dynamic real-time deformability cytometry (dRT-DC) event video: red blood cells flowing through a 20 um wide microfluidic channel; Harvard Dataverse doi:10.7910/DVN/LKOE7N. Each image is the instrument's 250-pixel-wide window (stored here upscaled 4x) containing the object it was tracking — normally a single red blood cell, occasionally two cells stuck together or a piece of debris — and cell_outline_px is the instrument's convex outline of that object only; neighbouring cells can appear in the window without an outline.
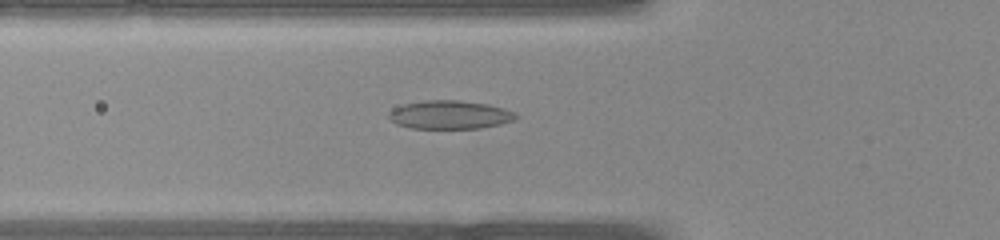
{"species": "common noctule bat (a hibernating species)", "species_latin": "Nyctalus noctula", "temperature_condition": "warm", "stored_images_in_passage": 29, "camera_frame_rate_fps": 3000, "um_per_image_px": 0.085, "animal": {"sex": "female", "body_mass_g": 22.0, "forearm_length_mm": 56.7}, "frame": {"image": 1, "passage_image": 3, "time_ms": 0.667, "image_size_px": [1000, 240], "cell_outline_px": [[516, 116], [512, 120], [500, 124], [480, 128], [412, 128], [396, 124], [388, 116], [388, 112], [392, 108], [404, 104], [424, 100], [460, 100], [488, 104], [512, 112]], "centroid_in_image_um": [38.15, 9.75], "position_along_channel_um": 87.6, "area_um2": 20.81}}
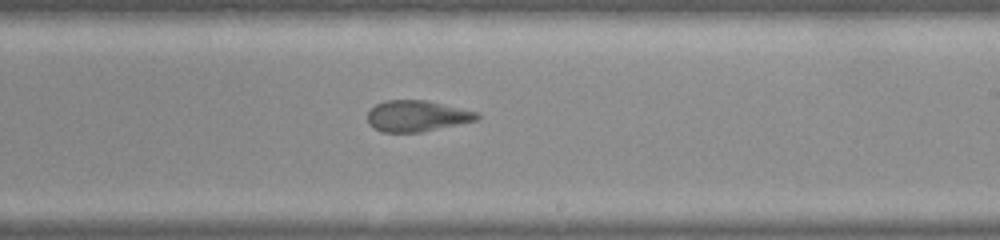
{"frame": {"image": 2, "passage_image": 13, "time_ms": 4.0, "image_size_px": [1000, 240], "cell_outline_px": [[480, 116], [476, 120], [420, 132], [380, 132], [372, 128], [368, 124], [368, 112], [376, 104], [384, 100], [424, 100], [476, 112]], "centroid_in_image_um": [35.35, 9.86], "position_along_channel_um": 253.6, "area_um2": 19.54}}
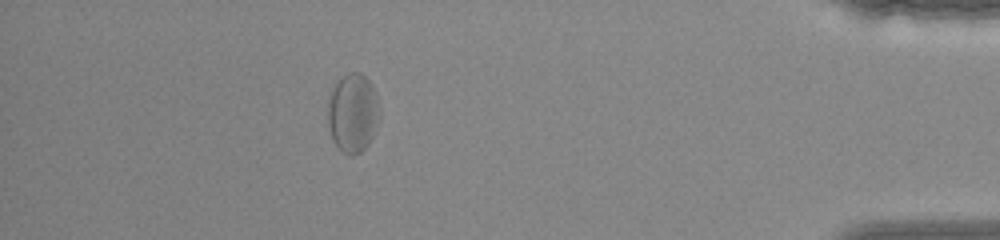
{"frame": {"image": 3, "passage_image": 25, "time_ms": 8.0, "image_size_px": [1000, 240], "cell_outline_px": [[380, 120], [368, 144], [360, 152], [352, 156], [348, 156], [340, 152], [332, 140], [328, 124], [328, 96], [332, 88], [344, 76], [352, 72], [360, 72], [368, 80], [376, 96], [380, 112]], "centroid_in_image_um": [29.97, 9.65], "position_along_channel_um": 405.2, "area_um2": 23.87}}